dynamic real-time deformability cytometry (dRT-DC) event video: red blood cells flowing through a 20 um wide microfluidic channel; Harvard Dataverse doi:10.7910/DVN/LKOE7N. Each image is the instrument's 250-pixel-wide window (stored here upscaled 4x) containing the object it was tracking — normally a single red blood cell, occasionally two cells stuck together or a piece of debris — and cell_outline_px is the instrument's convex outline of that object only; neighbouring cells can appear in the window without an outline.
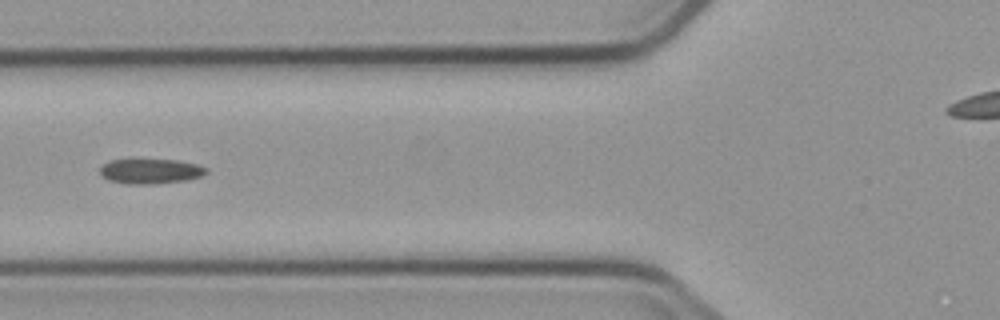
{"species": "common noctule bat (a hibernating species)", "species_latin": "Nyctalus noctula", "temperature_condition": "cold", "stored_images_in_passage": 5, "camera_frame_rate_fps": 3000, "um_per_image_px": 0.085, "animal": {"sex": "male", "body_mass_g": 23.1, "forearm_length_mm": 52.7}, "frame": {"image": 1, "passage_image": 5, "time_ms": 4.667, "image_size_px": [1000, 320], "cell_outline_px": [[208, 172], [200, 176], [188, 180], [156, 184], [128, 184], [108, 180], [100, 172], [100, 168], [104, 164], [112, 160], [176, 160], [196, 164], [208, 168]], "centroid_in_image_um": [12.83, 14.57], "position_along_channel_um": 113.0, "area_um2": 15.32}}